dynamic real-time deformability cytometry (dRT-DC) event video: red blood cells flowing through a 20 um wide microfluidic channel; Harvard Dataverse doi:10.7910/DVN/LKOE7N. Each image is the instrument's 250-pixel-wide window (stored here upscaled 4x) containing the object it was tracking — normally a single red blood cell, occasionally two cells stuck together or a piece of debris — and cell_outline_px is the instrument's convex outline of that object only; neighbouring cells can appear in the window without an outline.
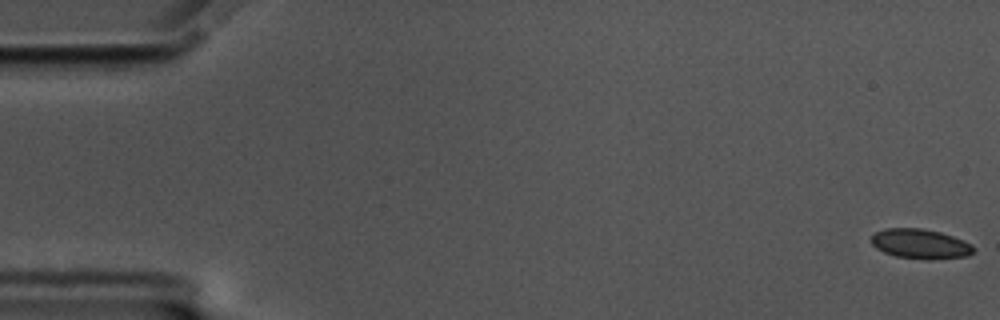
{"species": "common noctule bat (a hibernating species)", "species_latin": "Nyctalus noctula", "temperature_condition": "cold", "stored_images_in_passage": 58, "camera_frame_rate_fps": 3000, "um_per_image_px": 0.085, "animal": {"sex": "male", "body_mass_g": 17.5, "forearm_length_mm": 52.3}, "frame": {"image": 1, "passage_image": 1, "time_ms": 0.0, "image_size_px": [1000, 320], "cell_outline_px": [[976, 248], [968, 256], [928, 260], [896, 256], [884, 252], [876, 248], [872, 244], [872, 236], [876, 232], [884, 228], [920, 228], [940, 232], [964, 240], [972, 244]], "centroid_in_image_um": [78.25, 20.73], "position_along_channel_um": 6.7, "area_um2": 17.74}}
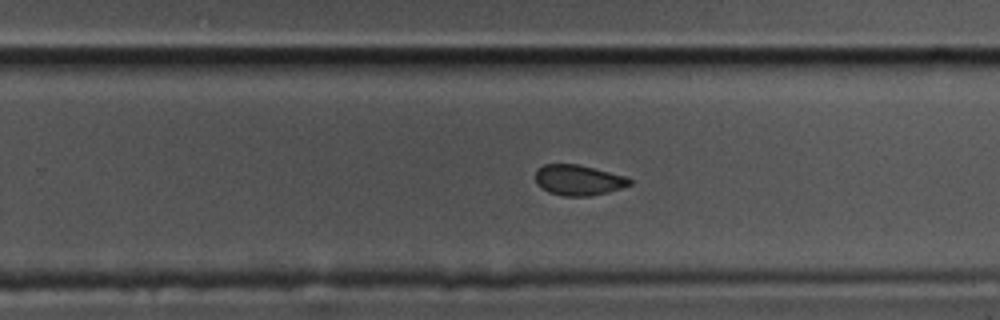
{"frame": {"image": 2, "passage_image": 37, "time_ms": 12.0, "image_size_px": [1000, 320], "cell_outline_px": [[632, 184], [608, 192], [588, 196], [564, 196], [548, 192], [540, 188], [536, 184], [536, 168], [544, 164], [576, 164], [624, 176], [632, 180]], "centroid_in_image_um": [49.11, 15.31], "position_along_channel_um": 280.7, "area_um2": 16.65}}
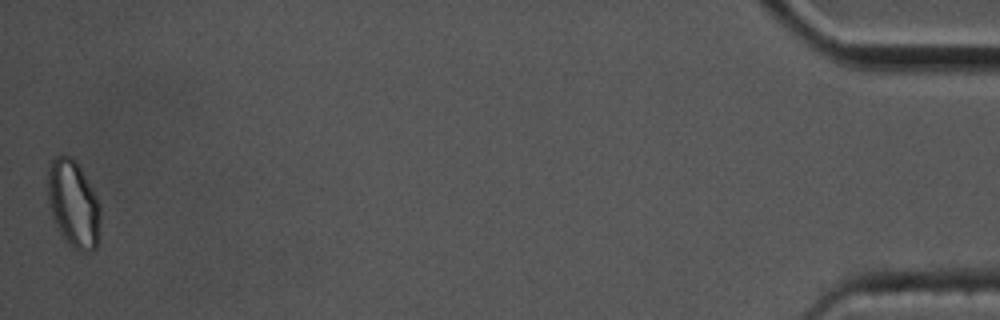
{"frame": {"image": 3, "passage_image": 58, "time_ms": 19.0, "image_size_px": [1000, 320], "cell_outline_px": [[100, 236], [96, 248], [92, 252], [80, 252], [72, 248], [68, 244], [60, 232], [52, 216], [48, 200], [48, 168], [52, 160], [56, 156], [72, 156], [76, 160], [92, 188], [100, 204]], "centroid_in_image_um": [6.26, 17.37], "position_along_channel_um": 428.9, "area_um2": 26.99}, "authors_computed_cell_mechanics": {"area_um2": 17.918, "velocity_mm_per_s": 3.4686, "shape_relaxation_time_tau1_ms": 3.2419, "shape_relaxation_time_tau2_ms": 1.9422, "deformation_change_tau1": 0.0705, "deformation_change_tau2": 0.0593}}